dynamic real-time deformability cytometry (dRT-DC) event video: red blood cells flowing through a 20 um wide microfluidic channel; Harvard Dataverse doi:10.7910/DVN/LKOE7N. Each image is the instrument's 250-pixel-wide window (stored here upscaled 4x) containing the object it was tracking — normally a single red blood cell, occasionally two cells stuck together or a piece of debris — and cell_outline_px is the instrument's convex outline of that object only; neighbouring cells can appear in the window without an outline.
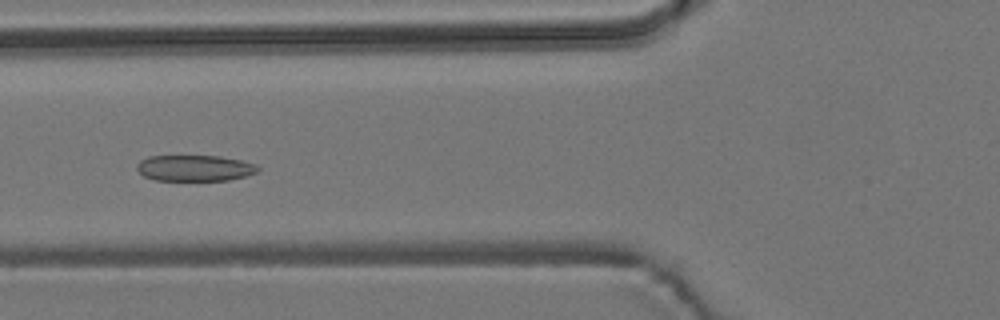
{"species": "common noctule bat (a hibernating species)", "species_latin": "Nyctalus noctula", "temperature_condition": "room temperature", "stored_images_in_passage": 7, "camera_frame_rate_fps": 3000, "um_per_image_px": 0.085, "animal": {"sex": "male", "body_mass_g": 19.2, "forearm_length_mm": 51.8}, "frame": {"image": 1, "passage_image": 6, "time_ms": 1.667, "image_size_px": [1000, 320], "cell_outline_px": [[260, 168], [256, 172], [244, 176], [228, 180], [156, 180], [144, 176], [136, 168], [136, 164], [140, 160], [148, 156], [220, 156], [240, 160], [256, 164]], "centroid_in_image_um": [16.53, 14.28], "position_along_channel_um": 109.3, "area_um2": 18.26}}
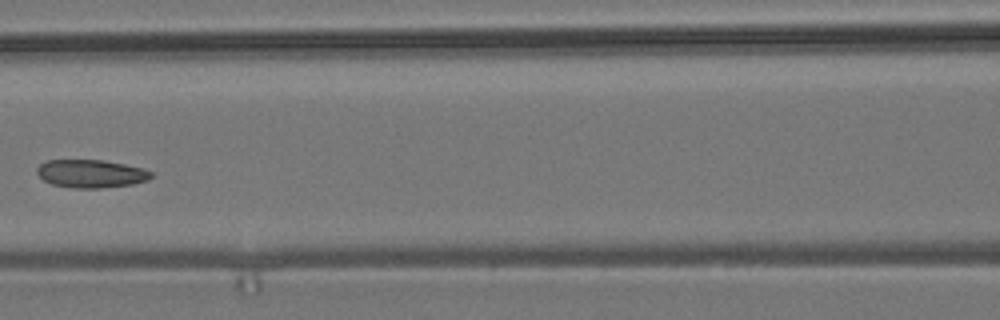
{"frame": {"image": 2, "passage_image": 7, "time_ms": 2.0, "image_size_px": [1000, 320], "cell_outline_px": [[152, 176], [148, 180], [132, 184], [100, 188], [72, 188], [52, 184], [44, 180], [36, 172], [36, 168], [40, 164], [48, 160], [104, 160], [144, 168], [152, 172]], "centroid_in_image_um": [7.74, 14.76], "position_along_channel_um": 158.9, "area_um2": 18.67}}